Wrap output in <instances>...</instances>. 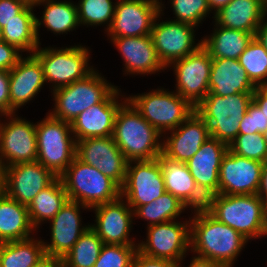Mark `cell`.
Instances as JSON below:
<instances>
[{
	"instance_id": "obj_21",
	"label": "cell",
	"mask_w": 267,
	"mask_h": 267,
	"mask_svg": "<svg viewBox=\"0 0 267 267\" xmlns=\"http://www.w3.org/2000/svg\"><path fill=\"white\" fill-rule=\"evenodd\" d=\"M56 177L37 160L8 166L5 194L28 207L33 198Z\"/></svg>"
},
{
	"instance_id": "obj_32",
	"label": "cell",
	"mask_w": 267,
	"mask_h": 267,
	"mask_svg": "<svg viewBox=\"0 0 267 267\" xmlns=\"http://www.w3.org/2000/svg\"><path fill=\"white\" fill-rule=\"evenodd\" d=\"M46 260L43 239L32 236L0 243V267H39Z\"/></svg>"
},
{
	"instance_id": "obj_10",
	"label": "cell",
	"mask_w": 267,
	"mask_h": 267,
	"mask_svg": "<svg viewBox=\"0 0 267 267\" xmlns=\"http://www.w3.org/2000/svg\"><path fill=\"white\" fill-rule=\"evenodd\" d=\"M159 1H161L160 12L155 17L150 36L157 56L167 70L174 61L196 52L202 46V39L195 44L197 27L191 24L173 19L159 22L165 8L162 0Z\"/></svg>"
},
{
	"instance_id": "obj_18",
	"label": "cell",
	"mask_w": 267,
	"mask_h": 267,
	"mask_svg": "<svg viewBox=\"0 0 267 267\" xmlns=\"http://www.w3.org/2000/svg\"><path fill=\"white\" fill-rule=\"evenodd\" d=\"M262 169V162L236 155L228 149L220 165L218 194H257Z\"/></svg>"
},
{
	"instance_id": "obj_31",
	"label": "cell",
	"mask_w": 267,
	"mask_h": 267,
	"mask_svg": "<svg viewBox=\"0 0 267 267\" xmlns=\"http://www.w3.org/2000/svg\"><path fill=\"white\" fill-rule=\"evenodd\" d=\"M213 33L202 38V46L212 58L239 59L255 34L214 25Z\"/></svg>"
},
{
	"instance_id": "obj_2",
	"label": "cell",
	"mask_w": 267,
	"mask_h": 267,
	"mask_svg": "<svg viewBox=\"0 0 267 267\" xmlns=\"http://www.w3.org/2000/svg\"><path fill=\"white\" fill-rule=\"evenodd\" d=\"M112 136L128 161L153 160L162 153V135L128 100L117 111Z\"/></svg>"
},
{
	"instance_id": "obj_12",
	"label": "cell",
	"mask_w": 267,
	"mask_h": 267,
	"mask_svg": "<svg viewBox=\"0 0 267 267\" xmlns=\"http://www.w3.org/2000/svg\"><path fill=\"white\" fill-rule=\"evenodd\" d=\"M2 116L9 121L1 122ZM0 117V161L6 167L36 161V124L17 114Z\"/></svg>"
},
{
	"instance_id": "obj_52",
	"label": "cell",
	"mask_w": 267,
	"mask_h": 267,
	"mask_svg": "<svg viewBox=\"0 0 267 267\" xmlns=\"http://www.w3.org/2000/svg\"><path fill=\"white\" fill-rule=\"evenodd\" d=\"M6 166L0 161V198L5 195Z\"/></svg>"
},
{
	"instance_id": "obj_39",
	"label": "cell",
	"mask_w": 267,
	"mask_h": 267,
	"mask_svg": "<svg viewBox=\"0 0 267 267\" xmlns=\"http://www.w3.org/2000/svg\"><path fill=\"white\" fill-rule=\"evenodd\" d=\"M174 21L191 24L198 28L203 19L209 16L211 9L208 0H169ZM208 15V16H207Z\"/></svg>"
},
{
	"instance_id": "obj_5",
	"label": "cell",
	"mask_w": 267,
	"mask_h": 267,
	"mask_svg": "<svg viewBox=\"0 0 267 267\" xmlns=\"http://www.w3.org/2000/svg\"><path fill=\"white\" fill-rule=\"evenodd\" d=\"M253 100V93L229 96L207 94L195 112L208 124L210 137L228 146L239 134L242 117Z\"/></svg>"
},
{
	"instance_id": "obj_15",
	"label": "cell",
	"mask_w": 267,
	"mask_h": 267,
	"mask_svg": "<svg viewBox=\"0 0 267 267\" xmlns=\"http://www.w3.org/2000/svg\"><path fill=\"white\" fill-rule=\"evenodd\" d=\"M160 12L159 0H117L109 38L150 35L155 17Z\"/></svg>"
},
{
	"instance_id": "obj_34",
	"label": "cell",
	"mask_w": 267,
	"mask_h": 267,
	"mask_svg": "<svg viewBox=\"0 0 267 267\" xmlns=\"http://www.w3.org/2000/svg\"><path fill=\"white\" fill-rule=\"evenodd\" d=\"M35 7L26 6L11 22L2 28L3 41L15 46L19 51L33 54L41 45L36 34Z\"/></svg>"
},
{
	"instance_id": "obj_9",
	"label": "cell",
	"mask_w": 267,
	"mask_h": 267,
	"mask_svg": "<svg viewBox=\"0 0 267 267\" xmlns=\"http://www.w3.org/2000/svg\"><path fill=\"white\" fill-rule=\"evenodd\" d=\"M95 69L86 78L52 90L54 108L52 117L72 122L80 113L101 103L117 86L109 83Z\"/></svg>"
},
{
	"instance_id": "obj_22",
	"label": "cell",
	"mask_w": 267,
	"mask_h": 267,
	"mask_svg": "<svg viewBox=\"0 0 267 267\" xmlns=\"http://www.w3.org/2000/svg\"><path fill=\"white\" fill-rule=\"evenodd\" d=\"M166 134L162 135V154L169 159L184 163L210 138L208 124L196 112L176 129L168 131L170 136Z\"/></svg>"
},
{
	"instance_id": "obj_51",
	"label": "cell",
	"mask_w": 267,
	"mask_h": 267,
	"mask_svg": "<svg viewBox=\"0 0 267 267\" xmlns=\"http://www.w3.org/2000/svg\"><path fill=\"white\" fill-rule=\"evenodd\" d=\"M232 0H208L211 11L216 13L219 9L229 4Z\"/></svg>"
},
{
	"instance_id": "obj_26",
	"label": "cell",
	"mask_w": 267,
	"mask_h": 267,
	"mask_svg": "<svg viewBox=\"0 0 267 267\" xmlns=\"http://www.w3.org/2000/svg\"><path fill=\"white\" fill-rule=\"evenodd\" d=\"M166 192L183 202L189 210L205 209L207 198L200 192L184 162L174 161L159 155Z\"/></svg>"
},
{
	"instance_id": "obj_11",
	"label": "cell",
	"mask_w": 267,
	"mask_h": 267,
	"mask_svg": "<svg viewBox=\"0 0 267 267\" xmlns=\"http://www.w3.org/2000/svg\"><path fill=\"white\" fill-rule=\"evenodd\" d=\"M146 234V241H138V252L179 263L190 250V217L186 222L171 220L147 226Z\"/></svg>"
},
{
	"instance_id": "obj_19",
	"label": "cell",
	"mask_w": 267,
	"mask_h": 267,
	"mask_svg": "<svg viewBox=\"0 0 267 267\" xmlns=\"http://www.w3.org/2000/svg\"><path fill=\"white\" fill-rule=\"evenodd\" d=\"M92 209L95 211L96 223L90 227L104 244L138 245L129 237L133 227L134 211L122 196L90 210Z\"/></svg>"
},
{
	"instance_id": "obj_30",
	"label": "cell",
	"mask_w": 267,
	"mask_h": 267,
	"mask_svg": "<svg viewBox=\"0 0 267 267\" xmlns=\"http://www.w3.org/2000/svg\"><path fill=\"white\" fill-rule=\"evenodd\" d=\"M40 5H43L45 8L41 18H35L36 34L39 43L41 26H44L48 31H52L54 34L56 33V35L67 34L80 26L77 5L71 0H43L36 6L38 7Z\"/></svg>"
},
{
	"instance_id": "obj_20",
	"label": "cell",
	"mask_w": 267,
	"mask_h": 267,
	"mask_svg": "<svg viewBox=\"0 0 267 267\" xmlns=\"http://www.w3.org/2000/svg\"><path fill=\"white\" fill-rule=\"evenodd\" d=\"M120 92V88L116 87L101 103L83 111L70 123L76 141L112 136L117 111L127 100V96Z\"/></svg>"
},
{
	"instance_id": "obj_1",
	"label": "cell",
	"mask_w": 267,
	"mask_h": 267,
	"mask_svg": "<svg viewBox=\"0 0 267 267\" xmlns=\"http://www.w3.org/2000/svg\"><path fill=\"white\" fill-rule=\"evenodd\" d=\"M191 212V253L223 267H233L248 240L230 226L216 220L205 209Z\"/></svg>"
},
{
	"instance_id": "obj_28",
	"label": "cell",
	"mask_w": 267,
	"mask_h": 267,
	"mask_svg": "<svg viewBox=\"0 0 267 267\" xmlns=\"http://www.w3.org/2000/svg\"><path fill=\"white\" fill-rule=\"evenodd\" d=\"M213 15L216 25L256 34L267 10L263 0H232Z\"/></svg>"
},
{
	"instance_id": "obj_57",
	"label": "cell",
	"mask_w": 267,
	"mask_h": 267,
	"mask_svg": "<svg viewBox=\"0 0 267 267\" xmlns=\"http://www.w3.org/2000/svg\"><path fill=\"white\" fill-rule=\"evenodd\" d=\"M3 39L2 27L0 26V41Z\"/></svg>"
},
{
	"instance_id": "obj_56",
	"label": "cell",
	"mask_w": 267,
	"mask_h": 267,
	"mask_svg": "<svg viewBox=\"0 0 267 267\" xmlns=\"http://www.w3.org/2000/svg\"><path fill=\"white\" fill-rule=\"evenodd\" d=\"M263 137H264V140H265L266 143H267V129H266L265 132L263 133Z\"/></svg>"
},
{
	"instance_id": "obj_24",
	"label": "cell",
	"mask_w": 267,
	"mask_h": 267,
	"mask_svg": "<svg viewBox=\"0 0 267 267\" xmlns=\"http://www.w3.org/2000/svg\"><path fill=\"white\" fill-rule=\"evenodd\" d=\"M125 62L124 73L127 75H148L164 71L150 35L138 37L110 38Z\"/></svg>"
},
{
	"instance_id": "obj_17",
	"label": "cell",
	"mask_w": 267,
	"mask_h": 267,
	"mask_svg": "<svg viewBox=\"0 0 267 267\" xmlns=\"http://www.w3.org/2000/svg\"><path fill=\"white\" fill-rule=\"evenodd\" d=\"M88 207L68 200L64 206L49 221L51 224L50 242H44V250L47 259L61 260L68 253L79 237L90 227L91 224L82 225L81 209Z\"/></svg>"
},
{
	"instance_id": "obj_13",
	"label": "cell",
	"mask_w": 267,
	"mask_h": 267,
	"mask_svg": "<svg viewBox=\"0 0 267 267\" xmlns=\"http://www.w3.org/2000/svg\"><path fill=\"white\" fill-rule=\"evenodd\" d=\"M212 57L201 46L196 52L174 61L168 66L176 75V92L194 108L209 92Z\"/></svg>"
},
{
	"instance_id": "obj_35",
	"label": "cell",
	"mask_w": 267,
	"mask_h": 267,
	"mask_svg": "<svg viewBox=\"0 0 267 267\" xmlns=\"http://www.w3.org/2000/svg\"><path fill=\"white\" fill-rule=\"evenodd\" d=\"M188 207L181 202L177 197L169 192H164L162 196L154 201L138 206L134 210V218L138 217L145 219L147 226L155 225L171 220H177L185 209Z\"/></svg>"
},
{
	"instance_id": "obj_49",
	"label": "cell",
	"mask_w": 267,
	"mask_h": 267,
	"mask_svg": "<svg viewBox=\"0 0 267 267\" xmlns=\"http://www.w3.org/2000/svg\"><path fill=\"white\" fill-rule=\"evenodd\" d=\"M257 194L264 202H267V161L263 163L262 176Z\"/></svg>"
},
{
	"instance_id": "obj_29",
	"label": "cell",
	"mask_w": 267,
	"mask_h": 267,
	"mask_svg": "<svg viewBox=\"0 0 267 267\" xmlns=\"http://www.w3.org/2000/svg\"><path fill=\"white\" fill-rule=\"evenodd\" d=\"M36 231L29 219L28 208L9 198H0V243L24 240Z\"/></svg>"
},
{
	"instance_id": "obj_55",
	"label": "cell",
	"mask_w": 267,
	"mask_h": 267,
	"mask_svg": "<svg viewBox=\"0 0 267 267\" xmlns=\"http://www.w3.org/2000/svg\"><path fill=\"white\" fill-rule=\"evenodd\" d=\"M264 230H265V236H266L267 235V202H265Z\"/></svg>"
},
{
	"instance_id": "obj_14",
	"label": "cell",
	"mask_w": 267,
	"mask_h": 267,
	"mask_svg": "<svg viewBox=\"0 0 267 267\" xmlns=\"http://www.w3.org/2000/svg\"><path fill=\"white\" fill-rule=\"evenodd\" d=\"M164 192L166 188L158 158L128 162L121 196L133 211L154 201Z\"/></svg>"
},
{
	"instance_id": "obj_48",
	"label": "cell",
	"mask_w": 267,
	"mask_h": 267,
	"mask_svg": "<svg viewBox=\"0 0 267 267\" xmlns=\"http://www.w3.org/2000/svg\"><path fill=\"white\" fill-rule=\"evenodd\" d=\"M191 263L188 265V267H223L222 265L213 262L211 260L205 259V258H201L198 256H193L191 258ZM183 263V259L181 260V262L178 263V267H182Z\"/></svg>"
},
{
	"instance_id": "obj_43",
	"label": "cell",
	"mask_w": 267,
	"mask_h": 267,
	"mask_svg": "<svg viewBox=\"0 0 267 267\" xmlns=\"http://www.w3.org/2000/svg\"><path fill=\"white\" fill-rule=\"evenodd\" d=\"M23 56L15 46L0 41V70L10 71Z\"/></svg>"
},
{
	"instance_id": "obj_8",
	"label": "cell",
	"mask_w": 267,
	"mask_h": 267,
	"mask_svg": "<svg viewBox=\"0 0 267 267\" xmlns=\"http://www.w3.org/2000/svg\"><path fill=\"white\" fill-rule=\"evenodd\" d=\"M59 48L39 46L33 53L42 66L45 82L53 87L51 90L82 80L95 70L88 63L91 52L87 47L78 44Z\"/></svg>"
},
{
	"instance_id": "obj_46",
	"label": "cell",
	"mask_w": 267,
	"mask_h": 267,
	"mask_svg": "<svg viewBox=\"0 0 267 267\" xmlns=\"http://www.w3.org/2000/svg\"><path fill=\"white\" fill-rule=\"evenodd\" d=\"M131 267H178V263L167 259L147 257L137 251Z\"/></svg>"
},
{
	"instance_id": "obj_47",
	"label": "cell",
	"mask_w": 267,
	"mask_h": 267,
	"mask_svg": "<svg viewBox=\"0 0 267 267\" xmlns=\"http://www.w3.org/2000/svg\"><path fill=\"white\" fill-rule=\"evenodd\" d=\"M252 101L261 109L267 118V83L257 86L253 92Z\"/></svg>"
},
{
	"instance_id": "obj_3",
	"label": "cell",
	"mask_w": 267,
	"mask_h": 267,
	"mask_svg": "<svg viewBox=\"0 0 267 267\" xmlns=\"http://www.w3.org/2000/svg\"><path fill=\"white\" fill-rule=\"evenodd\" d=\"M205 210L219 222L236 230L248 241L265 236V202L258 194H215L207 198Z\"/></svg>"
},
{
	"instance_id": "obj_23",
	"label": "cell",
	"mask_w": 267,
	"mask_h": 267,
	"mask_svg": "<svg viewBox=\"0 0 267 267\" xmlns=\"http://www.w3.org/2000/svg\"><path fill=\"white\" fill-rule=\"evenodd\" d=\"M228 145L210 137L185 164L200 192L206 197L218 194L219 170Z\"/></svg>"
},
{
	"instance_id": "obj_38",
	"label": "cell",
	"mask_w": 267,
	"mask_h": 267,
	"mask_svg": "<svg viewBox=\"0 0 267 267\" xmlns=\"http://www.w3.org/2000/svg\"><path fill=\"white\" fill-rule=\"evenodd\" d=\"M238 60L256 86L267 83V51L256 37L251 40Z\"/></svg>"
},
{
	"instance_id": "obj_41",
	"label": "cell",
	"mask_w": 267,
	"mask_h": 267,
	"mask_svg": "<svg viewBox=\"0 0 267 267\" xmlns=\"http://www.w3.org/2000/svg\"><path fill=\"white\" fill-rule=\"evenodd\" d=\"M137 246L103 244L93 267H131Z\"/></svg>"
},
{
	"instance_id": "obj_58",
	"label": "cell",
	"mask_w": 267,
	"mask_h": 267,
	"mask_svg": "<svg viewBox=\"0 0 267 267\" xmlns=\"http://www.w3.org/2000/svg\"><path fill=\"white\" fill-rule=\"evenodd\" d=\"M266 6V10H267V0H263Z\"/></svg>"
},
{
	"instance_id": "obj_53",
	"label": "cell",
	"mask_w": 267,
	"mask_h": 267,
	"mask_svg": "<svg viewBox=\"0 0 267 267\" xmlns=\"http://www.w3.org/2000/svg\"><path fill=\"white\" fill-rule=\"evenodd\" d=\"M39 267H60V261L55 259H47Z\"/></svg>"
},
{
	"instance_id": "obj_7",
	"label": "cell",
	"mask_w": 267,
	"mask_h": 267,
	"mask_svg": "<svg viewBox=\"0 0 267 267\" xmlns=\"http://www.w3.org/2000/svg\"><path fill=\"white\" fill-rule=\"evenodd\" d=\"M46 115L36 122L37 161L59 177L76 157V140L70 122Z\"/></svg>"
},
{
	"instance_id": "obj_44",
	"label": "cell",
	"mask_w": 267,
	"mask_h": 267,
	"mask_svg": "<svg viewBox=\"0 0 267 267\" xmlns=\"http://www.w3.org/2000/svg\"><path fill=\"white\" fill-rule=\"evenodd\" d=\"M26 6L19 0H0V26L3 28L6 23L16 19Z\"/></svg>"
},
{
	"instance_id": "obj_54",
	"label": "cell",
	"mask_w": 267,
	"mask_h": 267,
	"mask_svg": "<svg viewBox=\"0 0 267 267\" xmlns=\"http://www.w3.org/2000/svg\"><path fill=\"white\" fill-rule=\"evenodd\" d=\"M19 1L24 2L28 6H32V7H35L36 8V5L38 3H40L41 1H43V0H19Z\"/></svg>"
},
{
	"instance_id": "obj_33",
	"label": "cell",
	"mask_w": 267,
	"mask_h": 267,
	"mask_svg": "<svg viewBox=\"0 0 267 267\" xmlns=\"http://www.w3.org/2000/svg\"><path fill=\"white\" fill-rule=\"evenodd\" d=\"M68 200L60 177H56L27 207L32 226L38 229L42 222L50 221Z\"/></svg>"
},
{
	"instance_id": "obj_4",
	"label": "cell",
	"mask_w": 267,
	"mask_h": 267,
	"mask_svg": "<svg viewBox=\"0 0 267 267\" xmlns=\"http://www.w3.org/2000/svg\"><path fill=\"white\" fill-rule=\"evenodd\" d=\"M59 177L68 199L89 209L121 196V187L114 180L77 157Z\"/></svg>"
},
{
	"instance_id": "obj_50",
	"label": "cell",
	"mask_w": 267,
	"mask_h": 267,
	"mask_svg": "<svg viewBox=\"0 0 267 267\" xmlns=\"http://www.w3.org/2000/svg\"><path fill=\"white\" fill-rule=\"evenodd\" d=\"M255 37L262 43L267 51V17L258 27Z\"/></svg>"
},
{
	"instance_id": "obj_27",
	"label": "cell",
	"mask_w": 267,
	"mask_h": 267,
	"mask_svg": "<svg viewBox=\"0 0 267 267\" xmlns=\"http://www.w3.org/2000/svg\"><path fill=\"white\" fill-rule=\"evenodd\" d=\"M256 88L238 59L212 58L208 94L224 97L253 93Z\"/></svg>"
},
{
	"instance_id": "obj_37",
	"label": "cell",
	"mask_w": 267,
	"mask_h": 267,
	"mask_svg": "<svg viewBox=\"0 0 267 267\" xmlns=\"http://www.w3.org/2000/svg\"><path fill=\"white\" fill-rule=\"evenodd\" d=\"M80 26H101L106 24L105 32L110 28L116 2L113 0H79L76 4ZM108 24V25H107Z\"/></svg>"
},
{
	"instance_id": "obj_25",
	"label": "cell",
	"mask_w": 267,
	"mask_h": 267,
	"mask_svg": "<svg viewBox=\"0 0 267 267\" xmlns=\"http://www.w3.org/2000/svg\"><path fill=\"white\" fill-rule=\"evenodd\" d=\"M26 56L9 71L11 114L33 100L46 84L39 60L33 54Z\"/></svg>"
},
{
	"instance_id": "obj_42",
	"label": "cell",
	"mask_w": 267,
	"mask_h": 267,
	"mask_svg": "<svg viewBox=\"0 0 267 267\" xmlns=\"http://www.w3.org/2000/svg\"><path fill=\"white\" fill-rule=\"evenodd\" d=\"M267 129V118L261 109L252 101L239 126V134L264 133Z\"/></svg>"
},
{
	"instance_id": "obj_6",
	"label": "cell",
	"mask_w": 267,
	"mask_h": 267,
	"mask_svg": "<svg viewBox=\"0 0 267 267\" xmlns=\"http://www.w3.org/2000/svg\"><path fill=\"white\" fill-rule=\"evenodd\" d=\"M126 98L161 135L176 129L195 112V108L176 91L163 87Z\"/></svg>"
},
{
	"instance_id": "obj_36",
	"label": "cell",
	"mask_w": 267,
	"mask_h": 267,
	"mask_svg": "<svg viewBox=\"0 0 267 267\" xmlns=\"http://www.w3.org/2000/svg\"><path fill=\"white\" fill-rule=\"evenodd\" d=\"M103 244L97 233L89 227L62 257L60 267H93Z\"/></svg>"
},
{
	"instance_id": "obj_40",
	"label": "cell",
	"mask_w": 267,
	"mask_h": 267,
	"mask_svg": "<svg viewBox=\"0 0 267 267\" xmlns=\"http://www.w3.org/2000/svg\"><path fill=\"white\" fill-rule=\"evenodd\" d=\"M236 155L260 161H267V143L262 133L238 134L228 146Z\"/></svg>"
},
{
	"instance_id": "obj_16",
	"label": "cell",
	"mask_w": 267,
	"mask_h": 267,
	"mask_svg": "<svg viewBox=\"0 0 267 267\" xmlns=\"http://www.w3.org/2000/svg\"><path fill=\"white\" fill-rule=\"evenodd\" d=\"M76 157L101 171L120 187L126 178L128 160L109 137H93L76 141Z\"/></svg>"
},
{
	"instance_id": "obj_45",
	"label": "cell",
	"mask_w": 267,
	"mask_h": 267,
	"mask_svg": "<svg viewBox=\"0 0 267 267\" xmlns=\"http://www.w3.org/2000/svg\"><path fill=\"white\" fill-rule=\"evenodd\" d=\"M11 114L9 71L0 70V115Z\"/></svg>"
}]
</instances>
